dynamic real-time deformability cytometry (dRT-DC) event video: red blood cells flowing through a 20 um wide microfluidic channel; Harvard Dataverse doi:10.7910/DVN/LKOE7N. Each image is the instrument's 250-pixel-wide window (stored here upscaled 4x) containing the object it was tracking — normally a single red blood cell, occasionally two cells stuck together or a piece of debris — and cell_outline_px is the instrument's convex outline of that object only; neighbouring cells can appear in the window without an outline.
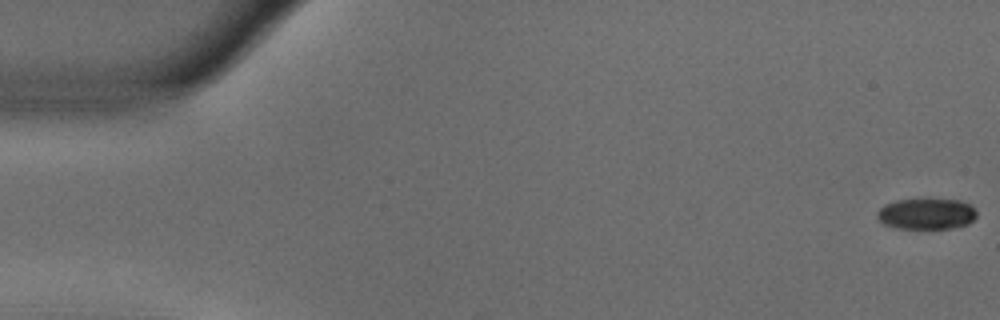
{"species": "common noctule bat (a hibernating species)", "species_latin": "Nyctalus noctula", "temperature_condition": "warm", "stored_images_in_passage": 14, "camera_frame_rate_fps": 3000, "um_per_image_px": 0.085, "animal": {"sex": "male", "body_mass_g": 18.8}, "frame": {"image": 1, "passage_image": 1, "time_ms": 0.0, "image_size_px": [1000, 320], "cell_outline_px": [[976, 216], [968, 224], [948, 228], [900, 228], [884, 224], [876, 216], [876, 212], [884, 204], [896, 200], [924, 196], [960, 200], [968, 204], [976, 212]], "centroid_in_image_um": [78.71, 18.11], "position_along_channel_um": 6.3, "area_um2": 18.5}}